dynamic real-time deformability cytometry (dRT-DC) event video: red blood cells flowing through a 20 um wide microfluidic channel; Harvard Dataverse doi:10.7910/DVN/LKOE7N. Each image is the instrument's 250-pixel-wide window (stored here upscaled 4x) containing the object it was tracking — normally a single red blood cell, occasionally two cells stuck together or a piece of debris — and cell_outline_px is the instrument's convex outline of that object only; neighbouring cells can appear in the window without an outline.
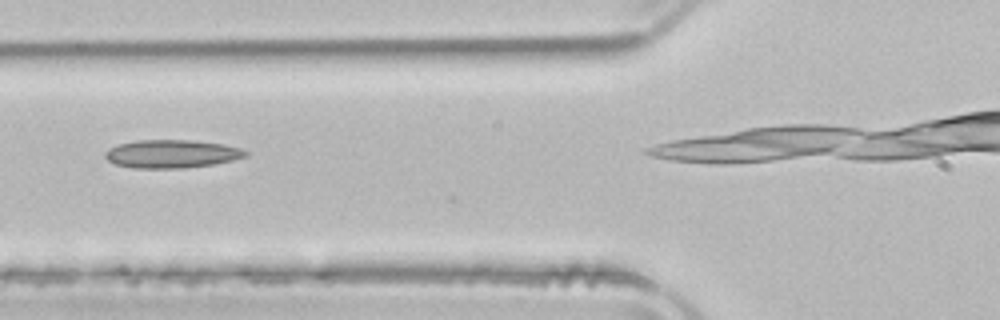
{"species": "common noctule bat (a hibernating species)", "species_latin": "Nyctalus noctula", "temperature_condition": "room temperature", "stored_images_in_passage": 9, "camera_frame_rate_fps": 3000, "um_per_image_px": 0.085, "animal": {"sex": "male", "body_mass_g": 21.5, "forearm_length_mm": 52.0}, "frame": {"image": 1, "passage_image": 3, "time_ms": 0.667, "image_size_px": [1000, 320], "cell_outline_px": [[248, 156], [232, 160], [212, 164], [184, 168], [132, 168], [116, 164], [108, 160], [104, 156], [104, 152], [108, 148], [116, 144], [136, 140], [192, 140], [220, 144], [240, 148], [248, 152]], "centroid_in_image_um": [14.54, 13.07], "position_along_channel_um": 111.3, "area_um2": 23.06}}
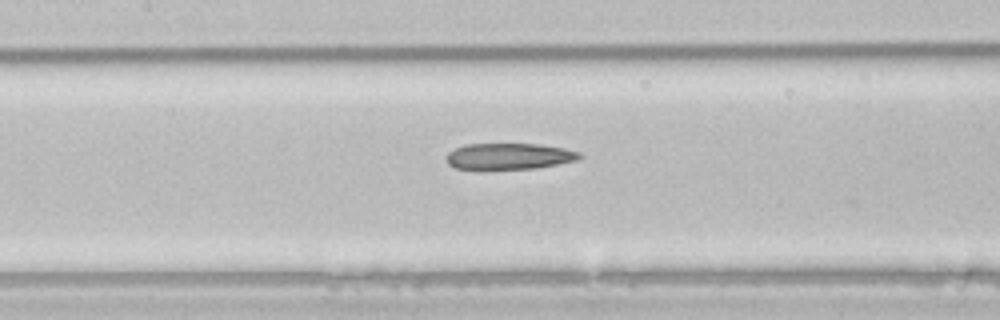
{"frame": {"image": 2, "passage_image": 7, "time_ms": 2.0, "image_size_px": [1000, 320], "cell_outline_px": [[584, 156], [576, 160], [536, 168], [484, 172], [480, 172], [456, 168], [448, 164], [448, 152], [464, 144], [540, 144], [564, 148], [580, 152]], "centroid_in_image_um": [43.23, 13.33], "position_along_channel_um": 164.2, "area_um2": 21.15}}